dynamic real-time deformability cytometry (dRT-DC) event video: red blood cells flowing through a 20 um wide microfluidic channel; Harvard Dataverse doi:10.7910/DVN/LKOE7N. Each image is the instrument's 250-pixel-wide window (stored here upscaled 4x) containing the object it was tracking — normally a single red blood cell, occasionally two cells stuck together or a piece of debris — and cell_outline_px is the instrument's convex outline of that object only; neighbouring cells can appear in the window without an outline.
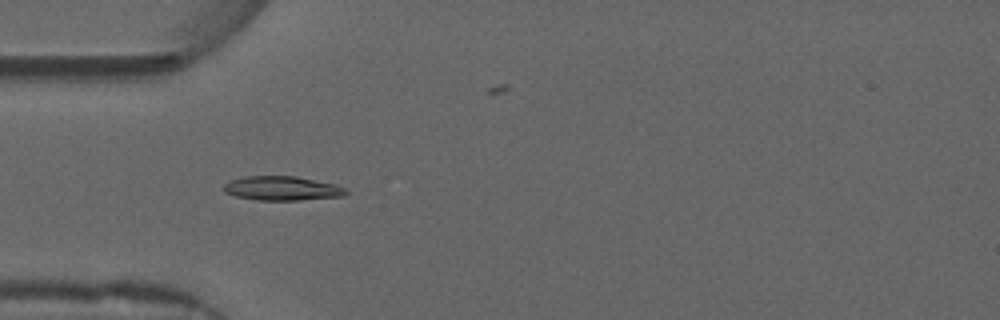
{"species": "common noctule bat (a hibernating species)", "species_latin": "Nyctalus noctula", "temperature_condition": "warm", "stored_images_in_passage": 40, "camera_frame_rate_fps": 3000, "um_per_image_px": 0.085, "animal": {"sex": "male", "forearm_length_mm": 52.5}, "frame": {"image": 1, "passage_image": 1, "time_ms": 0.0, "image_size_px": [1000, 320], "cell_outline_px": [[348, 192], [344, 196], [300, 200], [256, 200], [236, 196], [224, 192], [224, 184], [232, 180], [244, 176], [296, 176], [336, 184], [344, 188]], "centroid_in_image_um": [23.99, 16.01], "position_along_channel_um": 61.0, "area_um2": 17.22}}
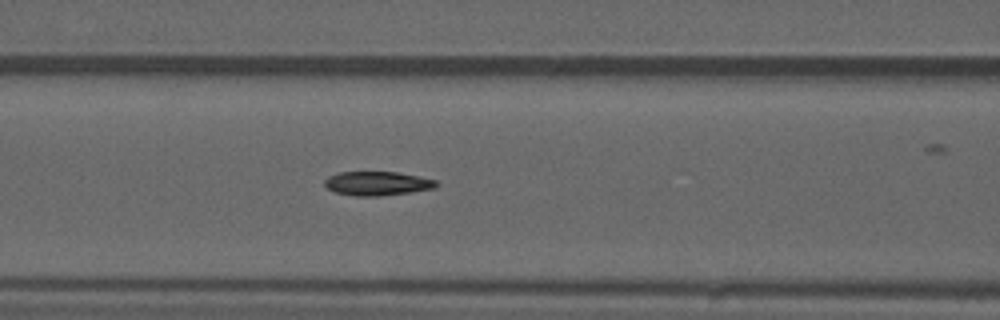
{"frame": {"image": 2, "passage_image": 7, "time_ms": 2.0, "image_size_px": [1000, 320], "cell_outline_px": [[440, 184], [436, 188], [380, 196], [356, 196], [336, 192], [328, 188], [324, 184], [324, 180], [328, 176], [340, 172], [396, 172], [420, 176], [436, 180]], "centroid_in_image_um": [32.09, 15.59], "position_along_channel_um": 134.5, "area_um2": 15.61}}
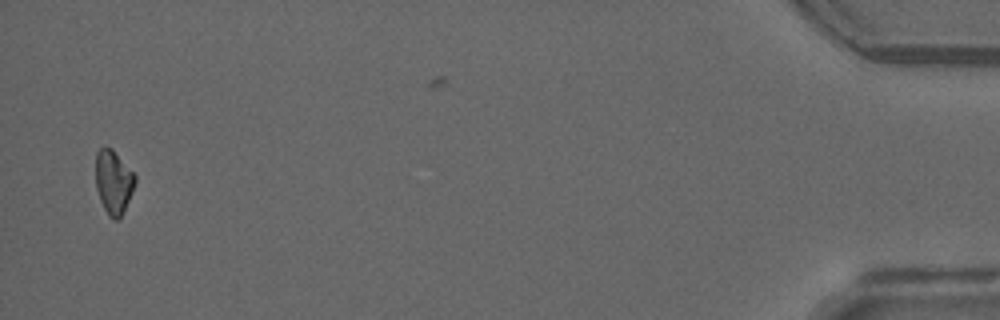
{"frame": {"image": 3, "passage_image": 38, "time_ms": 12.333, "image_size_px": [1000, 320], "cell_outline_px": [[136, 180], [132, 192], [120, 216], [116, 220], [112, 220], [108, 216], [100, 200], [96, 188], [96, 152], [104, 144], [112, 148], [136, 176]], "centroid_in_image_um": [9.62, 15.43], "position_along_channel_um": 425.6, "area_um2": 14.57}, "authors_computed_cell_mechanics": {"area_um2": 15.5482, "velocity_mm_per_s": 3.726, "shape_relaxation_time_tau1_ms": 6.7966, "shape_relaxation_time_tau2_ms": null, "deformation_change_tau1": 0.2149, "deformation_change_tau2": null}}